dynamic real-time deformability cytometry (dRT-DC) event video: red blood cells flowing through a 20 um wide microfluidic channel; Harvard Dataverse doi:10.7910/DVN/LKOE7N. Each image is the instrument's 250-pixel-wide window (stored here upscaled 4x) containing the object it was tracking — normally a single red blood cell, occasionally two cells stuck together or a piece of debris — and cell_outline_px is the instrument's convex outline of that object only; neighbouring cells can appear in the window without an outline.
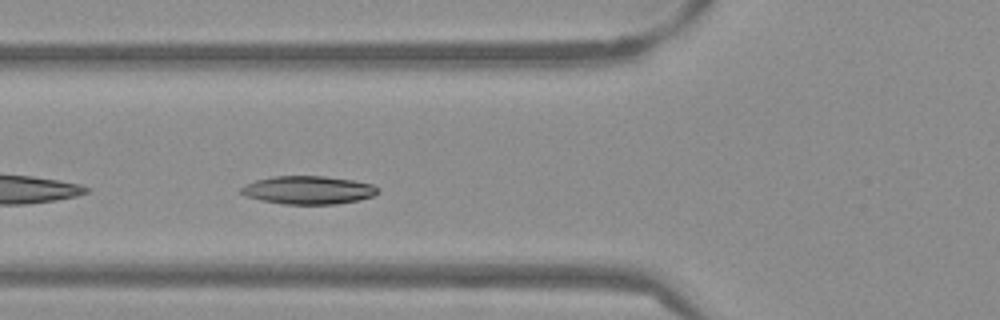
{"species": "Egyptian fruit bat (a non-hibernating species)", "species_latin": "Rousettus aegyptiacus", "temperature_condition": "warm", "stored_images_in_passage": 38, "camera_frame_rate_fps": 3000, "um_per_image_px": 0.085, "frame": {"image": 1, "passage_image": 4, "time_ms": 1.0, "image_size_px": [1000, 320], "cell_outline_px": [[380, 192], [372, 196], [356, 200], [336, 204], [284, 204], [260, 200], [248, 196], [240, 192], [240, 188], [244, 184], [256, 180], [272, 176], [324, 176], [352, 180], [372, 184], [380, 188]], "centroid_in_image_um": [26.2, 16.15], "position_along_channel_um": 99.6, "area_um2": 22.43}}
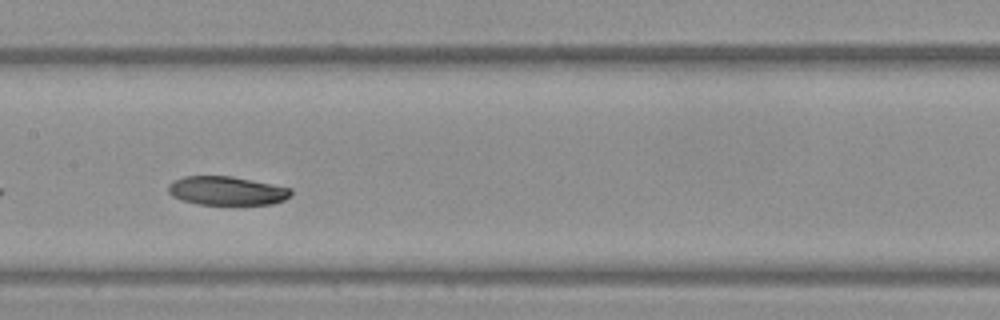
{"frame": {"image": 2, "passage_image": 11, "time_ms": 3.333, "image_size_px": [1000, 320], "cell_outline_px": [[292, 196], [284, 200], [272, 204], [236, 208], [196, 204], [172, 196], [168, 192], [168, 184], [172, 180], [184, 176], [232, 176], [292, 188]], "centroid_in_image_um": [19.31, 16.27], "position_along_channel_um": 188.1, "area_um2": 21.73}}
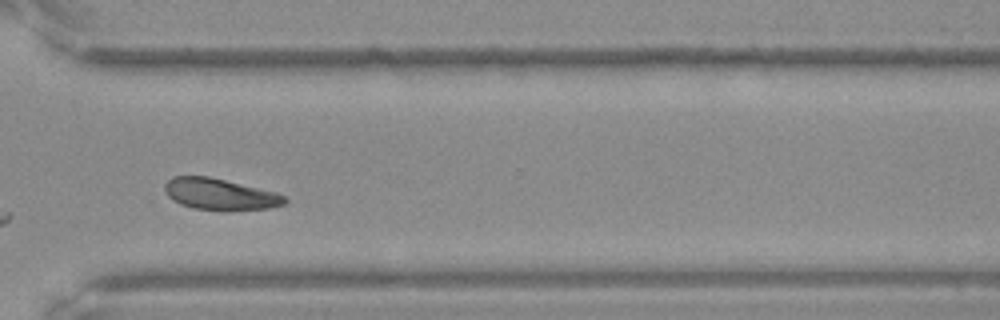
{"frame": {"image": 3, "passage_image": 24, "time_ms": 7.667, "image_size_px": [1000, 320], "cell_outline_px": [[288, 200], [284, 204], [268, 208], [224, 212], [220, 212], [192, 208], [180, 204], [172, 200], [168, 196], [164, 188], [164, 184], [172, 176], [208, 176], [276, 192], [284, 196]], "centroid_in_image_um": [18.67, 16.53], "position_along_channel_um": 351.9, "area_um2": 22.31}, "authors_computed_cell_mechanics": {"area_um2": 21.9351, "velocity_mm_per_s": 3.7786, "shape_relaxation_time_tau1_ms": 2.6874, "shape_relaxation_time_tau2_ms": null, "deformation_change_tau1": 0.0752, "deformation_change_tau2": null}}